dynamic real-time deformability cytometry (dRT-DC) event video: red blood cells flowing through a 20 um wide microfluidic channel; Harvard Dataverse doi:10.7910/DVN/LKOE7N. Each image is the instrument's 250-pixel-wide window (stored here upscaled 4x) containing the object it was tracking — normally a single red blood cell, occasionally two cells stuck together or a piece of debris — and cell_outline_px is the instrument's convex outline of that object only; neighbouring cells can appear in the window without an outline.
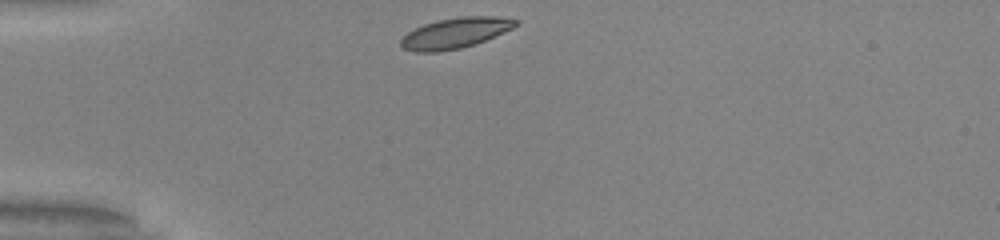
{"species": "common noctule bat (a hibernating species)", "species_latin": "Nyctalus noctula", "temperature_condition": "warm", "stored_images_in_passage": 30, "camera_frame_rate_fps": 3000, "um_per_image_px": 0.085, "animal": {"sex": "male", "body_mass_g": 20.0, "forearm_length_mm": 53.3}, "frame": {"image": 1, "passage_image": 1, "time_ms": 0.0, "image_size_px": [1000, 240], "cell_outline_px": [[520, 20], [512, 28], [504, 32], [484, 40], [460, 48], [436, 52], [416, 52], [404, 48], [400, 44], [400, 40], [408, 32], [424, 24], [436, 20], [464, 16], [496, 16]], "centroid_in_image_um": [38.68, 2.8], "position_along_channel_um": 46.3, "area_um2": 20.11}}
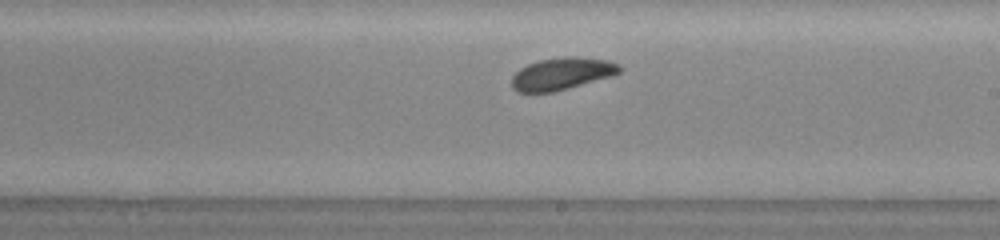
{"frame": {"image": 2, "passage_image": 18, "time_ms": 5.667, "image_size_px": [1000, 240], "cell_outline_px": [[620, 72], [612, 76], [568, 88], [552, 92], [516, 92], [512, 88], [512, 76], [520, 68], [528, 64], [540, 60], [568, 56], [576, 56], [608, 60], [620, 64]], "centroid_in_image_um": [47.76, 6.26], "position_along_channel_um": 241.2, "area_um2": 20.17}}
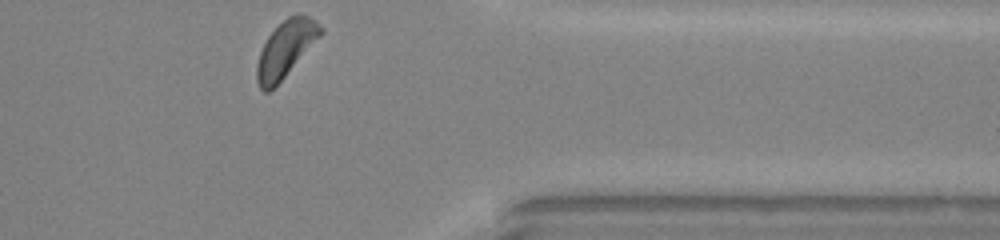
{"frame": {"image": 3, "passage_image": 30, "time_ms": 9.667, "image_size_px": [1000, 240], "cell_outline_px": [[324, 32], [284, 76], [268, 92], [264, 92], [260, 88], [256, 80], [256, 64], [260, 52], [268, 36], [288, 16], [308, 16], [316, 20], [324, 28]], "centroid_in_image_um": [24.27, 4.16], "position_along_channel_um": 387.1, "area_um2": 20.29}, "authors_computed_cell_mechanics": {"area_um2": 20.23, "velocity_mm_per_s": 3.9222, "shape_relaxation_time_tau1_ms": 2.3446, "shape_relaxation_time_tau2_ms": 5.6627, "deformation_change_tau1": 0.0819, "deformation_change_tau2": 0.0629}}